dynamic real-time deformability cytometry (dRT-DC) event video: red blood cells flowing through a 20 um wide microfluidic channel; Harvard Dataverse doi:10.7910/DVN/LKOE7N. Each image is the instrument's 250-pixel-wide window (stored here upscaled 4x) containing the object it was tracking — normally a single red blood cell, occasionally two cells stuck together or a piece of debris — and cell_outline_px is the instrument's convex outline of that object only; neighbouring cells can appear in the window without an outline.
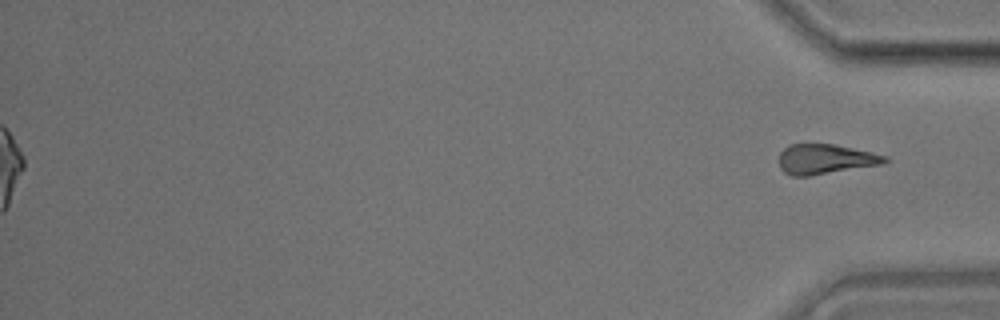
{"species": "common noctule bat (a hibernating species)", "species_latin": "Nyctalus noctula", "temperature_condition": "room temperature", "stored_images_in_passage": 34, "segment_of_instrument_passage": [2, 2], "camera_frame_rate_fps": 3000, "um_per_image_px": 0.085, "animal": {"sex": "male", "body_mass_g": 17.9}, "frame": {"image": 1, "passage_image": 34, "time_ms": 11.0, "image_size_px": [1000, 320], "cell_outline_px": [[888, 160], [884, 164], [808, 176], [792, 176], [784, 172], [780, 168], [780, 152], [788, 144], [832, 144], [872, 152], [888, 156]], "centroid_in_image_um": [70.16, 13.53], "position_along_channel_um": 365.0, "area_um2": 18.44}}